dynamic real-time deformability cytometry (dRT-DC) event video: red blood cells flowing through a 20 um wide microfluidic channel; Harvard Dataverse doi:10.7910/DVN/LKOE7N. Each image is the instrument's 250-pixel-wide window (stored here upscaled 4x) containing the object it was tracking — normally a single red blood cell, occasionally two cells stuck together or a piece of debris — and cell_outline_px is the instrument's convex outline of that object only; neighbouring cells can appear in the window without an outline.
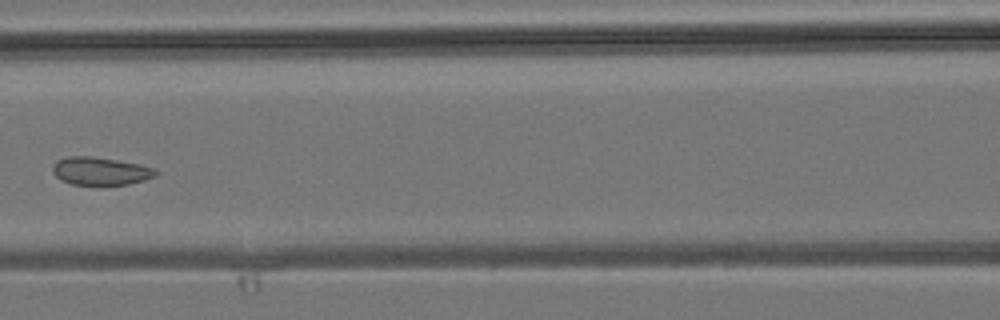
{"species": "common noctule bat (a hibernating species)", "species_latin": "Nyctalus noctula", "temperature_condition": "room temperature", "stored_images_in_passage": 7, "camera_frame_rate_fps": 3000, "um_per_image_px": 0.085, "animal": {"sex": "male", "body_mass_g": 19.2, "forearm_length_mm": 51.8}, "frame": {"image": 1, "passage_image": 6, "time_ms": 6.0, "image_size_px": [1000, 320], "cell_outline_px": [[160, 172], [156, 176], [144, 180], [128, 184], [100, 188], [72, 184], [60, 180], [52, 172], [52, 164], [56, 160], [68, 156], [92, 156], [140, 164], [156, 168]], "centroid_in_image_um": [8.54, 14.58], "position_along_channel_um": 158.1, "area_um2": 17.69}}
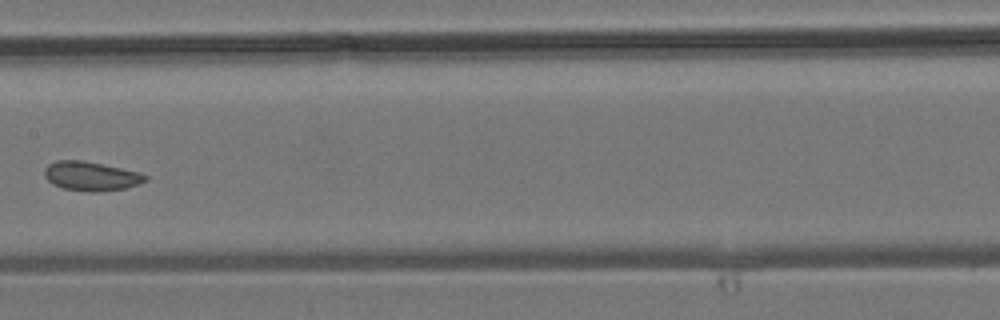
{"frame": {"image": 2, "passage_image": 7, "time_ms": 7.0, "image_size_px": [1000, 320], "cell_outline_px": [[148, 180], [124, 188], [96, 192], [92, 192], [64, 188], [52, 184], [44, 176], [44, 168], [48, 164], [56, 160], [84, 160], [120, 168], [136, 172], [148, 176]], "centroid_in_image_um": [7.68, 14.96], "position_along_channel_um": 199.7, "area_um2": 16.94}}